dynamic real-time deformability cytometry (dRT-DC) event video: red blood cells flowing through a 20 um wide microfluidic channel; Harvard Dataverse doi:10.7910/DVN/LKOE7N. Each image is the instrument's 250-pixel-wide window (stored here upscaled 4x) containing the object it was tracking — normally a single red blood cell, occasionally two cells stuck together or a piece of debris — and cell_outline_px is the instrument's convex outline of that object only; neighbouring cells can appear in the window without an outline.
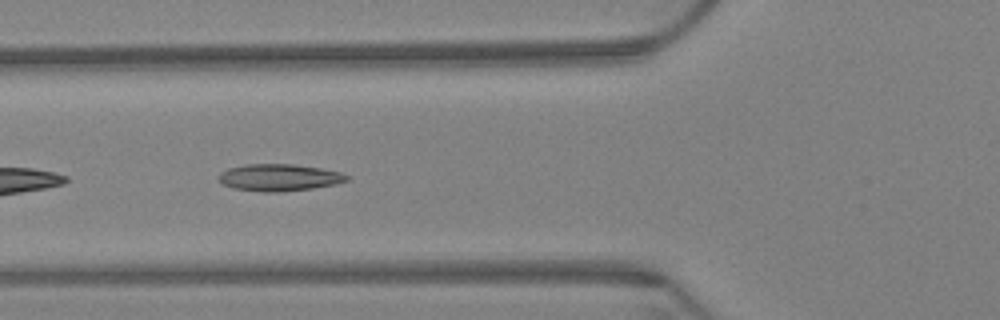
{"species": "Egyptian fruit bat (a non-hibernating species)", "species_latin": "Rousettus aegyptiacus", "temperature_condition": "warm", "stored_images_in_passage": 45, "camera_frame_rate_fps": 3000, "um_per_image_px": 0.085, "animal": {"sex": "female"}, "frame": {"image": 1, "passage_image": 6, "time_ms": 1.667, "image_size_px": [1000, 320], "cell_outline_px": [[348, 180], [336, 184], [312, 188], [280, 192], [260, 192], [232, 188], [220, 184], [220, 172], [228, 168], [244, 164], [292, 164], [320, 168], [340, 172], [348, 176]], "centroid_in_image_um": [23.69, 15.09], "position_along_channel_um": 102.1, "area_um2": 20.17}}
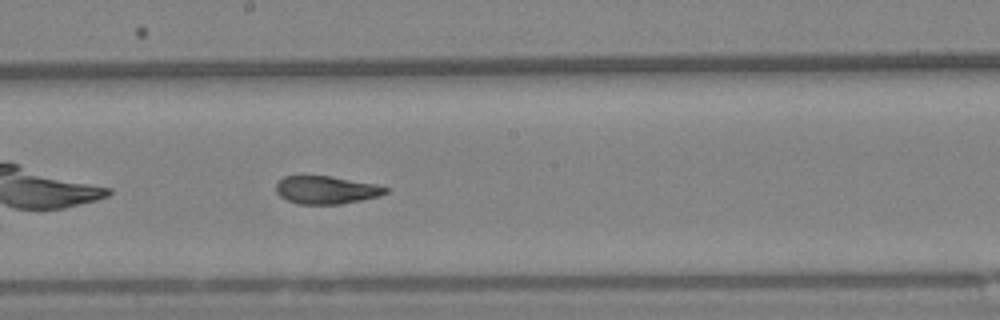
{"frame": {"image": 2, "passage_image": 17, "time_ms": 5.333, "image_size_px": [1000, 320], "cell_outline_px": [[388, 192], [380, 196], [340, 204], [300, 204], [288, 200], [280, 196], [276, 192], [276, 184], [284, 176], [332, 176], [376, 184], [388, 188]], "centroid_in_image_um": [27.74, 16.14], "position_along_channel_um": 220.5, "area_um2": 17.74}}
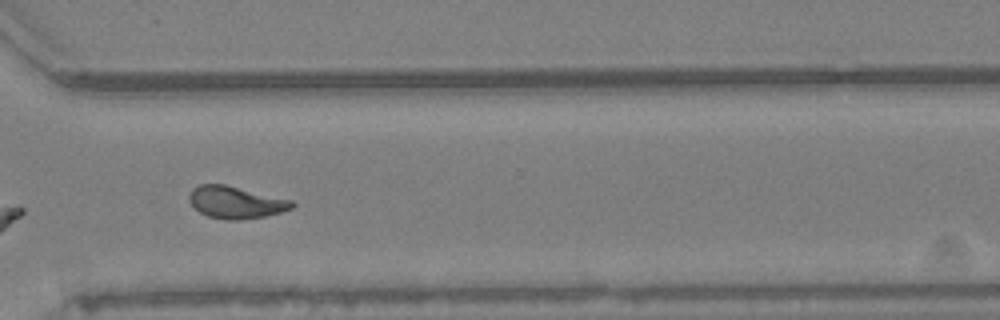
{"frame": {"image": 3, "passage_image": 29, "time_ms": 9.333, "image_size_px": [1000, 320], "cell_outline_px": [[296, 204], [292, 208], [280, 212], [264, 216], [240, 220], [228, 220], [208, 216], [200, 212], [188, 200], [188, 196], [192, 188], [200, 184], [224, 184], [292, 200]], "centroid_in_image_um": [20.03, 17.19], "position_along_channel_um": 350.6, "area_um2": 19.13}, "authors_computed_cell_mechanics": {"area_um2": 18.9006, "velocity_mm_per_s": 3.2385, "shape_relaxation_time_tau1_ms": 8.2698, "shape_relaxation_time_tau2_ms": 2.266, "deformation_change_tau1": 0.2148, "deformation_change_tau2": 0.0927}}